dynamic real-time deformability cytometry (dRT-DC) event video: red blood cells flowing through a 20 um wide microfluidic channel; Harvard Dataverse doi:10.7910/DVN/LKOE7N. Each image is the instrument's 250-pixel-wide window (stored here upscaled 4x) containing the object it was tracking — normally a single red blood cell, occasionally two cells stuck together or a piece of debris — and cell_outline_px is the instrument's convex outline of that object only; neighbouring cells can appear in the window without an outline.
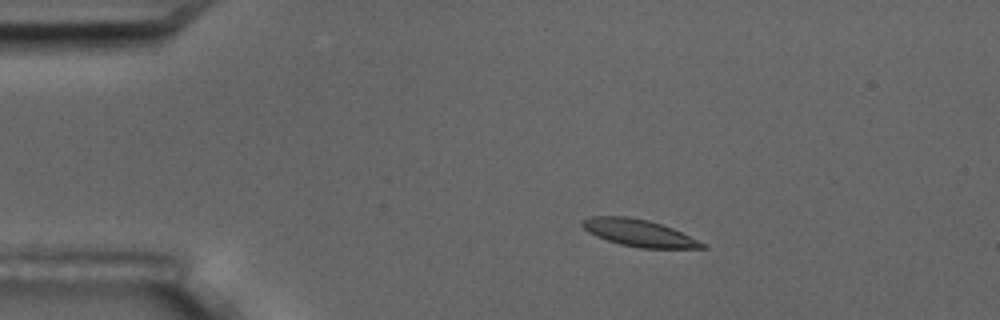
{"species": "common noctule bat (a hibernating species)", "species_latin": "Nyctalus noctula", "temperature_condition": "room temperature", "stored_images_in_passage": 16, "camera_frame_rate_fps": 3000, "um_per_image_px": 0.085, "animal": {"sex": "male", "body_mass_g": 17.5, "forearm_length_mm": 52.3}, "frame": {"image": 1, "passage_image": 3, "time_ms": 2.0, "image_size_px": [1000, 320], "cell_outline_px": [[708, 248], [640, 248], [620, 244], [596, 236], [588, 232], [580, 224], [580, 220], [588, 216], [628, 216], [648, 220], [672, 228], [708, 244]], "centroid_in_image_um": [54.29, 19.79], "position_along_channel_um": 30.7, "area_um2": 18.96}}
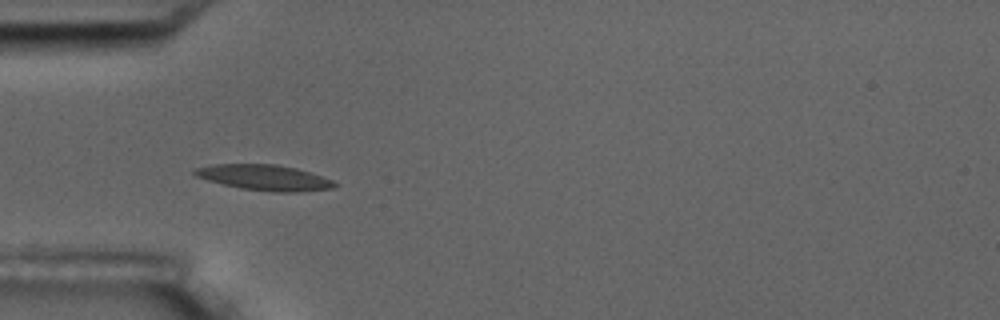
{"frame": {"image": 2, "passage_image": 5, "time_ms": 4.333, "image_size_px": [1000, 320], "cell_outline_px": [[340, 184], [332, 188], [300, 192], [272, 192], [240, 188], [208, 180], [196, 176], [192, 172], [192, 168], [212, 164], [276, 164], [296, 168], [332, 180]], "centroid_in_image_um": [22.45, 15.09], "position_along_channel_um": 62.5, "area_um2": 20.87}}
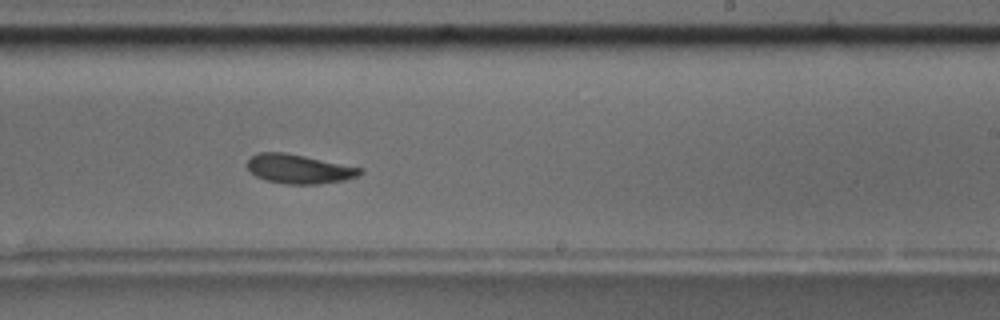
{"frame": {"image": 3, "passage_image": 10, "time_ms": 10.0, "image_size_px": [1000, 320], "cell_outline_px": [[364, 172], [356, 176], [344, 180], [316, 184], [284, 184], [264, 180], [256, 176], [248, 168], [248, 160], [256, 152], [284, 152], [304, 156], [360, 168]], "centroid_in_image_um": [25.36, 14.36], "position_along_channel_um": 263.6, "area_um2": 18.9}, "authors_computed_cell_mechanics": {"area_um2": 19.074, "velocity_mm_per_s": 3.5917, "shape_relaxation_time_tau1_ms": 2.8245, "shape_relaxation_time_tau2_ms": 6.2324, "deformation_change_tau1": 0.0969, "deformation_change_tau2": 0.1246}}